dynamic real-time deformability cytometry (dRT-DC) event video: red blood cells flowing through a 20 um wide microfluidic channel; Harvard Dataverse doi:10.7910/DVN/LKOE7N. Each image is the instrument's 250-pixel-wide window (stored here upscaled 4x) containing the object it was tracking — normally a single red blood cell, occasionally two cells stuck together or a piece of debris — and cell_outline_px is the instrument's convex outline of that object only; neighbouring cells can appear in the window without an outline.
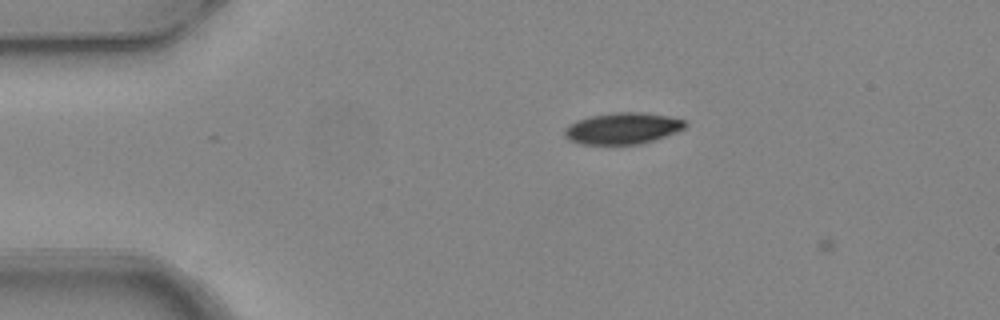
{"species": "common noctule bat (a hibernating species)", "species_latin": "Nyctalus noctula", "temperature_condition": "warm", "stored_images_in_passage": 3, "camera_frame_rate_fps": 3000, "um_per_image_px": 0.085, "animal": {"sex": "female", "body_mass_g": 24.6, "forearm_length_mm": 56.2}, "frame": {"image": 1, "passage_image": 1, "time_ms": 0.0, "image_size_px": [1000, 320], "cell_outline_px": [[688, 124], [684, 128], [676, 132], [640, 144], [580, 144], [568, 140], [564, 136], [564, 128], [568, 124], [576, 120], [592, 116], [612, 112], [640, 112], [668, 116], [684, 120]], "centroid_in_image_um": [52.87, 10.91], "position_along_channel_um": 32.1, "area_um2": 22.08}}